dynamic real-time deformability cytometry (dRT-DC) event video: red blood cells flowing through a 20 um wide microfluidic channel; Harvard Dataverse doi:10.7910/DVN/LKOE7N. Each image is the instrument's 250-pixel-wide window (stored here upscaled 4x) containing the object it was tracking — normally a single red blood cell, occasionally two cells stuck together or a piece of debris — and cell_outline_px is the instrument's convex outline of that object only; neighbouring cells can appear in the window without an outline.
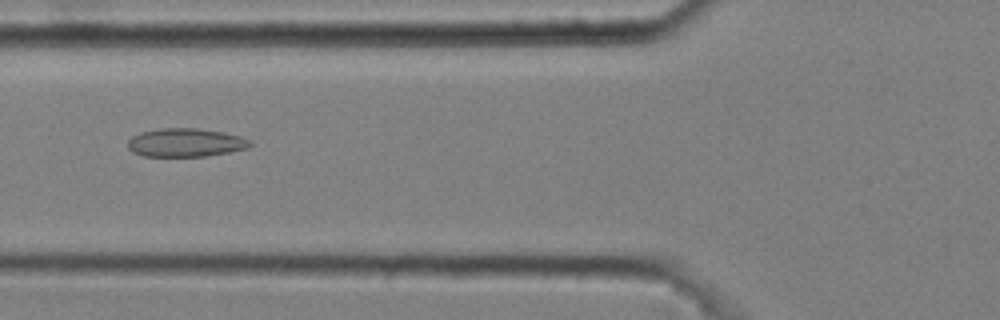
{"species": "common noctule bat (a hibernating species)", "species_latin": "Nyctalus noctula", "temperature_condition": "cold", "stored_images_in_passage": 7, "camera_frame_rate_fps": 3000, "um_per_image_px": 0.085, "animal": {"sex": "male", "body_mass_g": 20.4}, "frame": {"image": 1, "passage_image": 6, "time_ms": 1.667, "image_size_px": [1000, 320], "cell_outline_px": [[252, 144], [248, 148], [228, 152], [204, 156], [144, 156], [132, 152], [128, 148], [128, 140], [132, 136], [140, 132], [160, 128], [196, 128], [224, 132], [240, 136], [252, 140]], "centroid_in_image_um": [15.77, 12.11], "position_along_channel_um": 110.0, "area_um2": 20.35}}
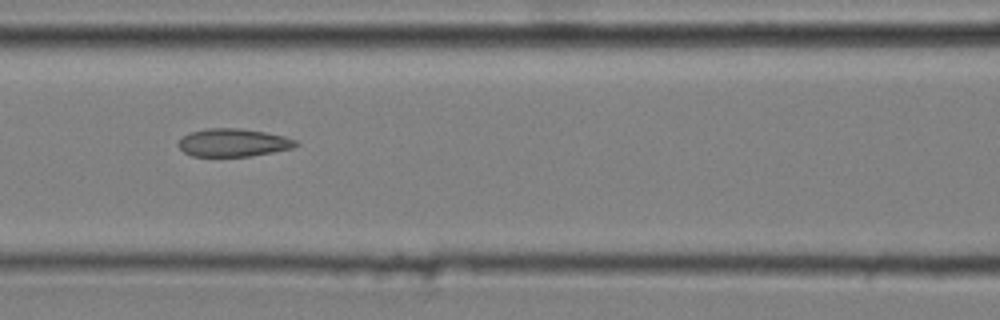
{"frame": {"image": 2, "passage_image": 7, "time_ms": 2.0, "image_size_px": [1000, 320], "cell_outline_px": [[300, 144], [292, 148], [272, 152], [248, 156], [192, 156], [184, 152], [176, 144], [184, 136], [192, 132], [204, 128], [240, 128], [264, 132], [284, 136], [296, 140]], "centroid_in_image_um": [19.82, 12.12], "position_along_channel_um": 146.8, "area_um2": 19.02}}